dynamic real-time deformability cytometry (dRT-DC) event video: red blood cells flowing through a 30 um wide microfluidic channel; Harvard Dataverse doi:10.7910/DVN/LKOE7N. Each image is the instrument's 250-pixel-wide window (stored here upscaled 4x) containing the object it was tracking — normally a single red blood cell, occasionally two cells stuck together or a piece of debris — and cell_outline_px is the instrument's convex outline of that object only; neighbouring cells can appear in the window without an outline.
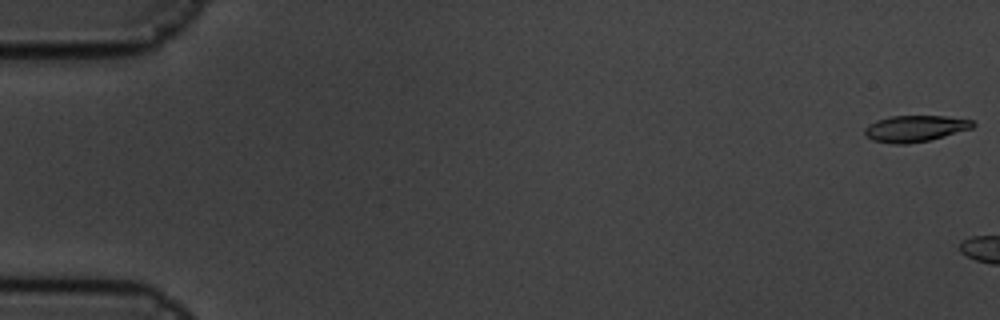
{"species": "common noctule bat (a hibernating species)", "species_latin": "Nyctalus noctula", "temperature_condition": "cold", "stored_images_in_passage": 3, "camera_frame_rate_fps": 3000, "um_per_image_px": 0.085, "animal": {"sex": "male", "body_mass_g": 19.5, "forearm_length_mm": 54.6}, "frame": {"image": 1, "passage_image": 1, "time_ms": 0.0, "image_size_px": [1000, 320], "cell_outline_px": [[976, 124], [972, 128], [944, 136], [928, 140], [908, 144], [892, 144], [872, 140], [864, 136], [864, 128], [868, 124], [876, 120], [892, 116], [944, 116], [972, 120]], "centroid_in_image_um": [77.73, 10.93], "position_along_channel_um": 7.3, "area_um2": 16.65}}